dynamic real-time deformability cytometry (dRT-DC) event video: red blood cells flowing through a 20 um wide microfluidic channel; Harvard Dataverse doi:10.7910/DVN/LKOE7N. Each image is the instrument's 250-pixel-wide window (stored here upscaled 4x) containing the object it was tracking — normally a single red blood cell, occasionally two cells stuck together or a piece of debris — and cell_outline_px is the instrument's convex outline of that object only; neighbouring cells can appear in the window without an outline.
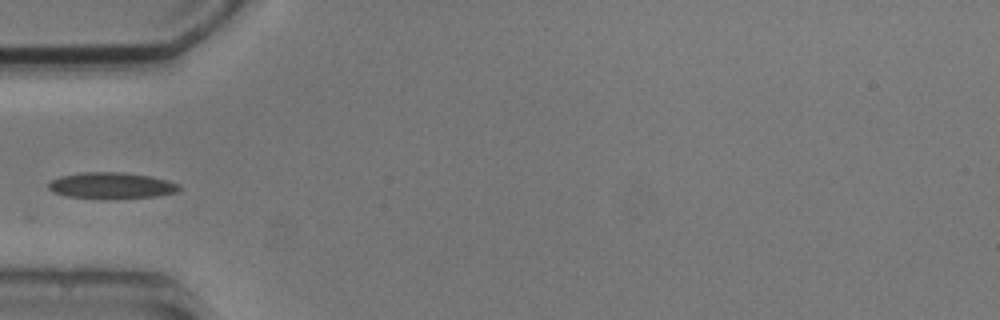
{"species": "common noctule bat (a hibernating species)", "species_latin": "Nyctalus noctula", "temperature_condition": "cold", "stored_images_in_passage": 4, "camera_frame_rate_fps": 3000, "um_per_image_px": 0.085, "animal": {"sex": "male", "body_mass_g": 20.5, "forearm_length_mm": 52.5}, "frame": {"image": 1, "passage_image": 4, "time_ms": 3.667, "image_size_px": [1000, 320], "cell_outline_px": [[180, 188], [176, 192], [156, 196], [116, 200], [100, 200], [68, 196], [52, 192], [48, 188], [48, 184], [52, 180], [60, 176], [80, 172], [124, 172], [152, 176], [168, 180], [180, 184]], "centroid_in_image_um": [9.47, 15.79], "position_along_channel_um": 75.5, "area_um2": 20.63}}